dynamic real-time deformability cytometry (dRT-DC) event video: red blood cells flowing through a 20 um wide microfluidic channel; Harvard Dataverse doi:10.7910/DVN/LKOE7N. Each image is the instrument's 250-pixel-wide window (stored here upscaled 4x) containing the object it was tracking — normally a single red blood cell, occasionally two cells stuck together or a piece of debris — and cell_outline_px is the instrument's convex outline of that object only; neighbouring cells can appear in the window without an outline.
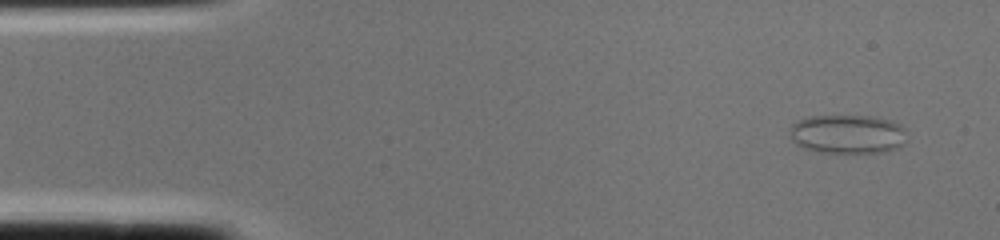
{"species": "common noctule bat (a hibernating species)", "species_latin": "Nyctalus noctula", "temperature_condition": "cold", "stored_images_in_passage": 3, "camera_frame_rate_fps": 3000, "um_per_image_px": 0.085, "animal": {"sex": "female", "body_mass_g": 22.0, "forearm_length_mm": 56.7}, "frame": {"image": 1, "passage_image": 1, "time_ms": 0.0, "image_size_px": [1000, 240], "cell_outline_px": [[908, 140], [904, 144], [896, 148], [880, 152], [820, 152], [804, 148], [796, 144], [792, 140], [792, 124], [796, 120], [808, 116], [872, 116], [892, 120], [900, 124], [904, 128]], "centroid_in_image_um": [72.08, 11.38], "position_along_channel_um": 12.9, "area_um2": 26.65}}